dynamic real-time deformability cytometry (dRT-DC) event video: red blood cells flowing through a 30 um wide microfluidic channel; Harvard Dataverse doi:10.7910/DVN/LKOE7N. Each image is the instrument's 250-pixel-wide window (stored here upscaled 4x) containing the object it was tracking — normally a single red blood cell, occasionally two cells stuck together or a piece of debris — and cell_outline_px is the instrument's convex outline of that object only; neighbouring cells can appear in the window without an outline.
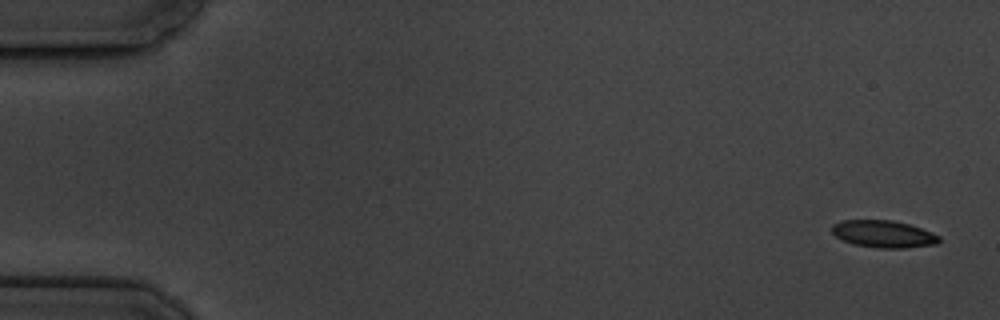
{"species": "common noctule bat (a hibernating species)", "species_latin": "Nyctalus noctula", "temperature_condition": "cold", "stored_images_in_passage": 6, "camera_frame_rate_fps": 3000, "um_per_image_px": 0.085, "animal": {"sex": "male", "body_mass_g": 19.5, "forearm_length_mm": 54.6}, "frame": {"image": 1, "passage_image": 1, "time_ms": 0.0, "image_size_px": [1000, 320], "cell_outline_px": [[940, 240], [936, 244], [904, 248], [876, 248], [856, 244], [844, 240], [836, 236], [832, 232], [832, 224], [840, 220], [892, 220], [908, 224], [932, 232], [940, 236]], "centroid_in_image_um": [75.1, 19.88], "position_along_channel_um": 9.9, "area_um2": 16.88}}
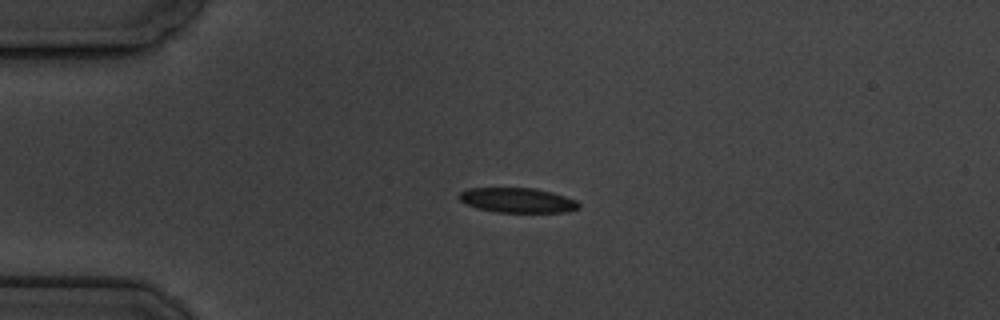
{"frame": {"image": 2, "passage_image": 4, "time_ms": 4.0, "image_size_px": [1000, 320], "cell_outline_px": [[580, 208], [564, 212], [496, 212], [476, 208], [460, 200], [456, 196], [460, 192], [468, 188], [532, 188], [552, 192], [576, 200], [580, 204]], "centroid_in_image_um": [43.97, 17.02], "position_along_channel_um": 41.0, "area_um2": 17.28}}